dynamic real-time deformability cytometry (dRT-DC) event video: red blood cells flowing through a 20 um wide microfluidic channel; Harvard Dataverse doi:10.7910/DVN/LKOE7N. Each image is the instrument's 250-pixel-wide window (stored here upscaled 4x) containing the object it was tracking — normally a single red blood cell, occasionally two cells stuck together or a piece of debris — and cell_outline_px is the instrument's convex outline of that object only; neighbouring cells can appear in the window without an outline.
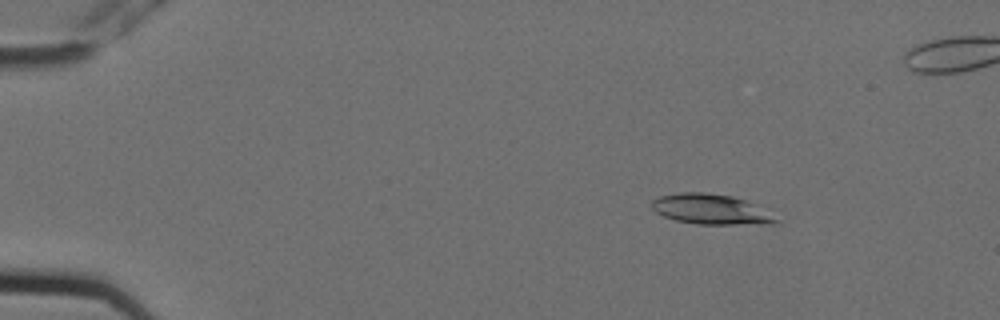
{"species": "Egyptian fruit bat (a non-hibernating species)", "species_latin": "Rousettus aegyptiacus", "temperature_condition": "cold", "stored_images_in_passage": 7, "camera_frame_rate_fps": 3000, "um_per_image_px": 0.085, "animal": {"sex": "female"}, "frame": {"image": 1, "passage_image": 2, "time_ms": 0.333, "image_size_px": [1000, 320], "cell_outline_px": [[780, 224], [696, 224], [676, 220], [664, 216], [656, 212], [652, 208], [652, 200], [660, 196], [680, 192], [704, 192], [732, 196], [756, 204], [780, 220]], "centroid_in_image_um": [60.46, 17.79], "position_along_channel_um": 24.5, "area_um2": 21.91}}
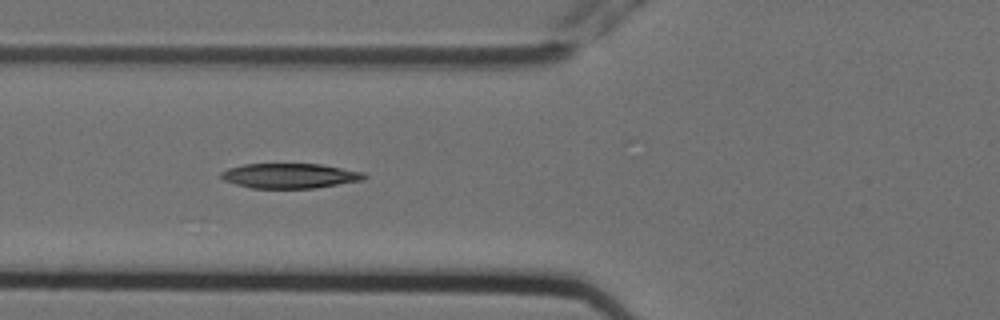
{"frame": {"image": 2, "passage_image": 6, "time_ms": 1.667, "image_size_px": [1000, 320], "cell_outline_px": [[368, 176], [364, 180], [316, 188], [252, 188], [236, 184], [224, 180], [220, 176], [220, 172], [228, 168], [244, 164], [320, 164], [364, 172]], "centroid_in_image_um": [24.66, 14.94], "position_along_channel_um": 101.1, "area_um2": 20.81}}
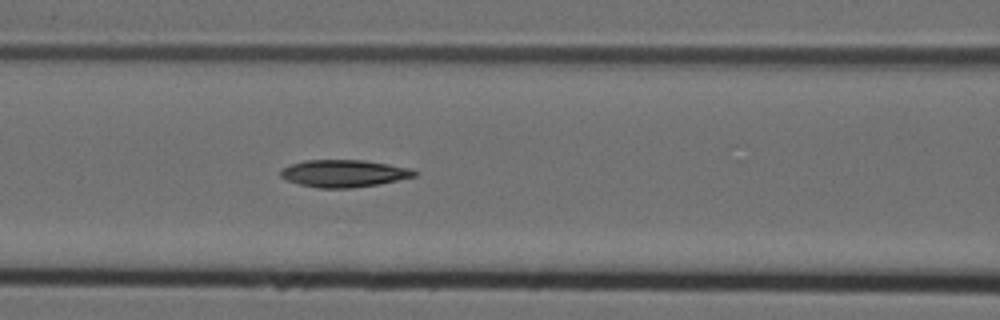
{"frame": {"image": 3, "passage_image": 7, "time_ms": 2.0, "image_size_px": [1000, 320], "cell_outline_px": [[420, 172], [416, 176], [380, 184], [352, 188], [316, 188], [300, 184], [288, 180], [280, 176], [280, 172], [284, 168], [292, 164], [304, 160], [364, 160], [412, 168]], "centroid_in_image_um": [29.29, 14.74], "position_along_channel_um": 137.3, "area_um2": 21.33}}